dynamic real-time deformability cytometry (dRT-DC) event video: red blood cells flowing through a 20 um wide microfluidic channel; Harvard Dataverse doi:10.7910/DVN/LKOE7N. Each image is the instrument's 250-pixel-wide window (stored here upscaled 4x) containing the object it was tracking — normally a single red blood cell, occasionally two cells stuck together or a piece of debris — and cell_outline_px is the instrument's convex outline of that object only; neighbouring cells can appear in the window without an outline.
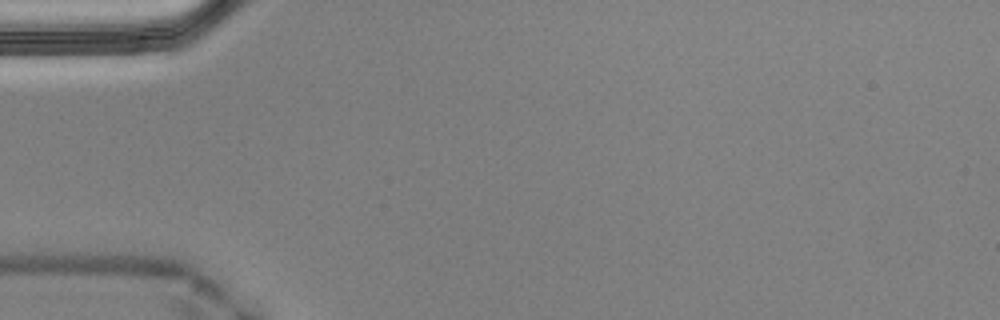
{"species": "Egyptian fruit bat (a non-hibernating species)", "species_latin": "Rousettus aegyptiacus", "temperature_condition": "cold", "stored_images_in_passage": 2, "camera_frame_rate_fps": 3000, "um_per_image_px": 0.085, "animal": {"sex": "male"}, "frame": {"image": 1, "passage_image": 1, "time_ms": 0.0, "image_size_px": [1000, 320], "cell_outline_px": [[132, 52], [40, 52], [32, 40], [36, 32], [128, 32]], "centroid_in_image_um": [7.02, 3.57], "position_along_channel_um": 78.0, "area_um2": 13.7}}